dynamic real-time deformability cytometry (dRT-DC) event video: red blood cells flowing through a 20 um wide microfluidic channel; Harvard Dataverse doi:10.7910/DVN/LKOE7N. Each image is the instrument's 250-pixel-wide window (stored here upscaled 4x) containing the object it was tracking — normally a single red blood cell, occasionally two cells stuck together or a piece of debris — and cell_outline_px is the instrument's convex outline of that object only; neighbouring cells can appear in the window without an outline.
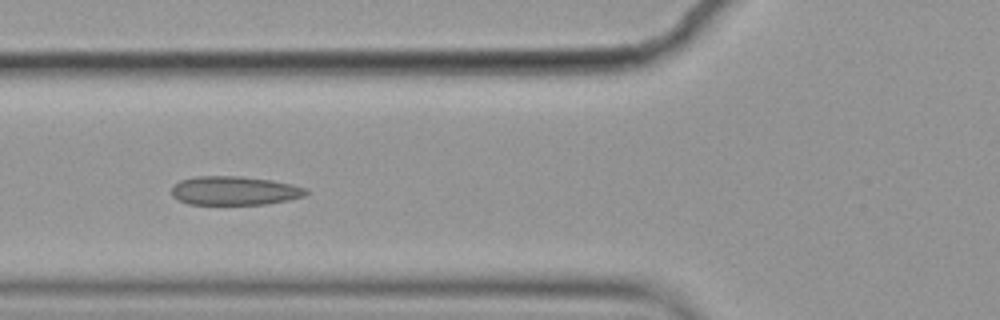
{"species": "common noctule bat (a hibernating species)", "species_latin": "Nyctalus noctula", "temperature_condition": "cold", "stored_images_in_passage": 7, "camera_frame_rate_fps": 3000, "um_per_image_px": 0.085, "animal": {"sex": "female", "body_mass_g": 19.9}, "frame": {"image": 1, "passage_image": 6, "time_ms": 1.667, "image_size_px": [1000, 320], "cell_outline_px": [[308, 192], [304, 196], [288, 200], [264, 204], [188, 204], [172, 196], [172, 184], [180, 180], [196, 176], [240, 176], [272, 180], [292, 184], [304, 188]], "centroid_in_image_um": [19.9, 16.2], "position_along_channel_um": 105.9, "area_um2": 22.54}}
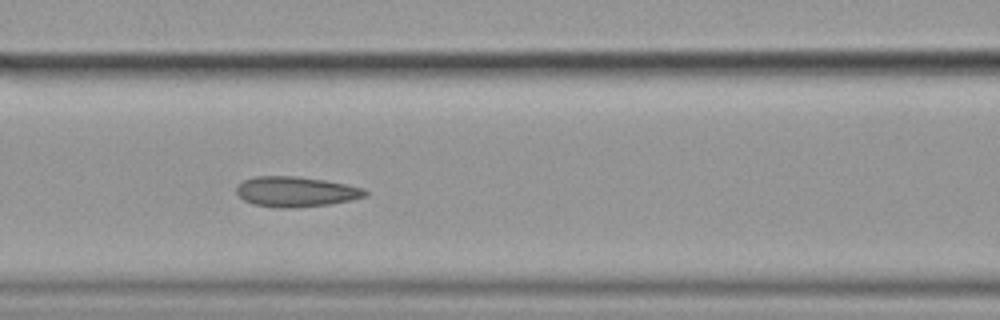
{"frame": {"image": 2, "passage_image": 7, "time_ms": 2.0, "image_size_px": [1000, 320], "cell_outline_px": [[368, 196], [352, 200], [332, 204], [292, 208], [280, 208], [252, 204], [244, 200], [236, 192], [236, 188], [244, 180], [256, 176], [296, 176], [324, 180], [364, 188], [368, 192]], "centroid_in_image_um": [25.18, 16.3], "position_along_channel_um": 141.4, "area_um2": 22.72}}